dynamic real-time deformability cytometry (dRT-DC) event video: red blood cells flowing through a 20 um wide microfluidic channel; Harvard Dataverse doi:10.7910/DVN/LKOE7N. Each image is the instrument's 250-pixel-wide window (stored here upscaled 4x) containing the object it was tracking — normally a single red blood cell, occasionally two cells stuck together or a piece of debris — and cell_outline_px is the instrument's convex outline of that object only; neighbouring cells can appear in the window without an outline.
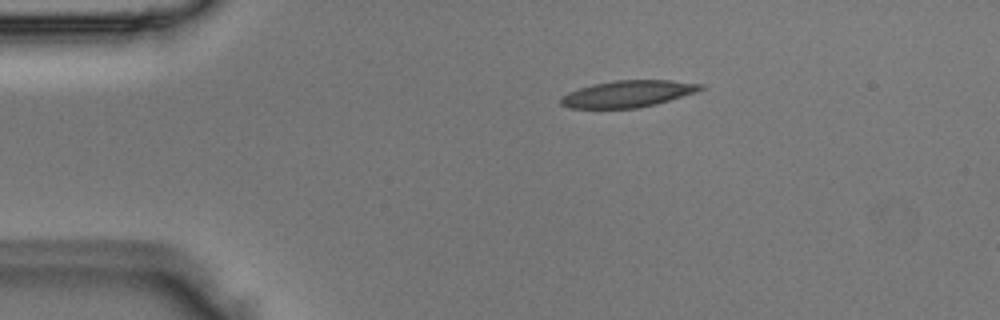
{"species": "Egyptian fruit bat (a non-hibernating species)", "species_latin": "Rousettus aegyptiacus", "temperature_condition": "room temperature", "stored_images_in_passage": 3, "segment_of_instrument_passage": [1, 2], "camera_frame_rate_fps": 3000, "um_per_image_px": 0.085, "animal": {"sex": "male"}, "frame": {"image": 1, "passage_image": 1, "time_ms": 0.0, "image_size_px": [1000, 320], "cell_outline_px": [[704, 88], [696, 92], [656, 104], [636, 108], [568, 108], [560, 104], [560, 96], [568, 92], [592, 84], [616, 80], [672, 80], [704, 84]], "centroid_in_image_um": [53.35, 7.97], "position_along_channel_um": 31.6, "area_um2": 21.79}}